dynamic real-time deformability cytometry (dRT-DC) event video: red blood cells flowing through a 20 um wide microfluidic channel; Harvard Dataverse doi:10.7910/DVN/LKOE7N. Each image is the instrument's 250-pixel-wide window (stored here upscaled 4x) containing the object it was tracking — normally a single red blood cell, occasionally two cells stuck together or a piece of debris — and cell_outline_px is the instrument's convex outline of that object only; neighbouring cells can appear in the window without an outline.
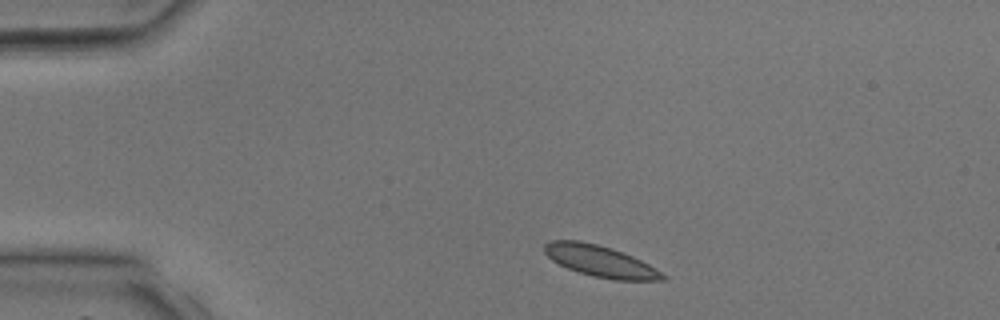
{"species": "common noctule bat (a hibernating species)", "species_latin": "Nyctalus noctula", "temperature_condition": "room temperature", "stored_images_in_passage": 34, "camera_frame_rate_fps": 3000, "um_per_image_px": 0.085, "animal": {"sex": "male", "body_mass_g": 17.9, "forearm_length_mm": 54.2}, "frame": {"image": 1, "passage_image": 2, "time_ms": 0.333, "image_size_px": [1000, 320], "cell_outline_px": [[668, 276], [664, 280], [616, 280], [592, 276], [568, 268], [552, 260], [544, 252], [544, 244], [552, 240], [580, 240], [612, 248], [632, 256], [648, 264]], "centroid_in_image_um": [51.02, 22.19], "position_along_channel_um": 34.0, "area_um2": 21.39}}
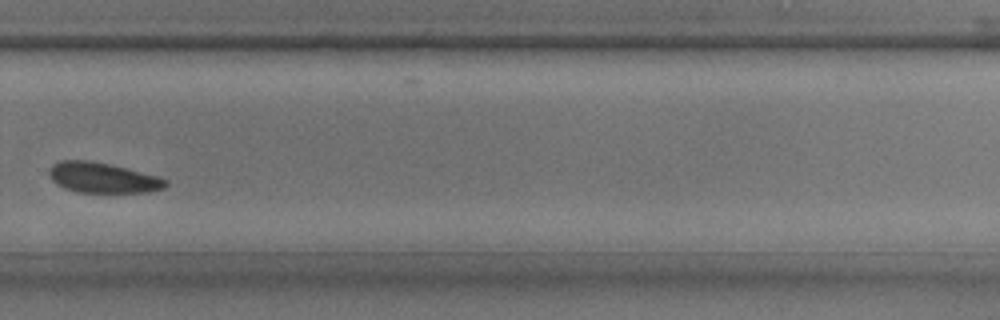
{"frame": {"image": 2, "passage_image": 22, "time_ms": 7.0, "image_size_px": [1000, 320], "cell_outline_px": [[168, 184], [164, 188], [148, 192], [76, 192], [64, 188], [56, 184], [52, 180], [48, 172], [48, 168], [52, 164], [60, 160], [88, 160], [108, 164], [156, 176], [168, 180]], "centroid_in_image_um": [8.67, 15.11], "position_along_channel_um": 321.1, "area_um2": 20.46}}
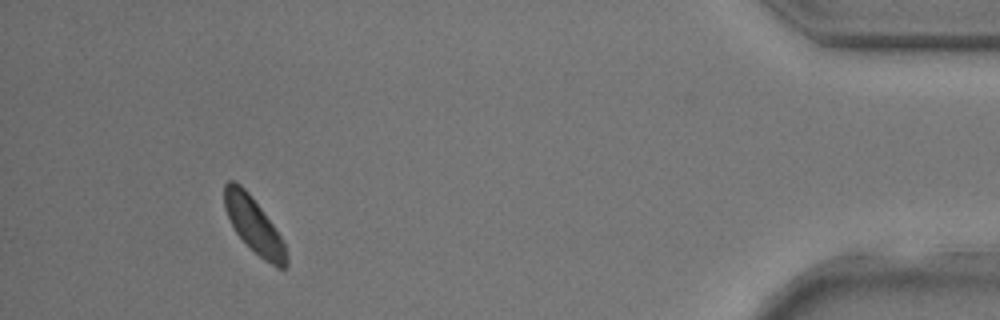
{"frame": {"image": 3, "passage_image": 31, "time_ms": 10.0, "image_size_px": [1000, 320], "cell_outline_px": [[288, 264], [284, 268], [276, 268], [264, 260], [236, 232], [224, 208], [224, 184], [228, 180], [232, 180], [240, 184], [248, 192], [272, 224], [280, 236], [284, 244], [288, 256]], "centroid_in_image_um": [21.58, 19.14], "position_along_channel_um": 413.6, "area_um2": 19.54}}